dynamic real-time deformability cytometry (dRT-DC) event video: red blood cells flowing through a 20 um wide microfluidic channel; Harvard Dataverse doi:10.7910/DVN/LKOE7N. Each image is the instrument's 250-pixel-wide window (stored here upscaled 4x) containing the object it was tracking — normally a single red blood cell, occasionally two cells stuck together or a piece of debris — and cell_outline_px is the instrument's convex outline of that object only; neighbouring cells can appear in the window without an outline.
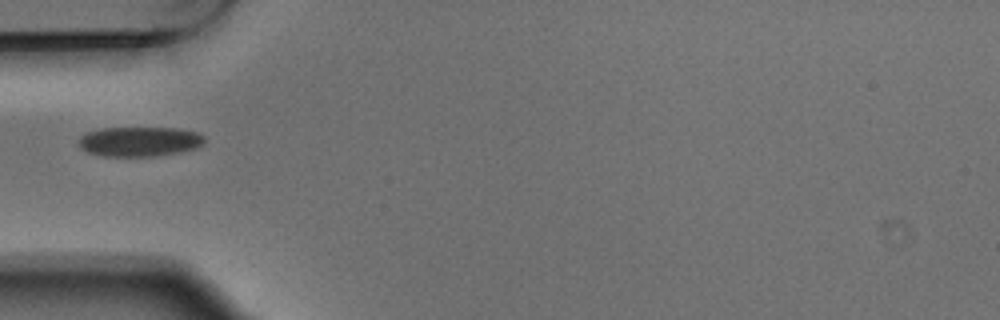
{"species": "Egyptian fruit bat (a non-hibernating species)", "species_latin": "Rousettus aegyptiacus", "temperature_condition": "warm", "stored_images_in_passage": 3, "camera_frame_rate_fps": 3000, "um_per_image_px": 0.085, "animal": {"sex": "male"}, "frame": {"image": 1, "passage_image": 1, "time_ms": 0.0, "image_size_px": [1000, 320], "cell_outline_px": [[204, 144], [196, 148], [180, 152], [156, 156], [100, 156], [88, 152], [80, 148], [80, 136], [84, 132], [100, 128], [176, 128], [196, 132], [204, 136]], "centroid_in_image_um": [11.84, 12.03], "position_along_channel_um": 73.2, "area_um2": 21.91}}
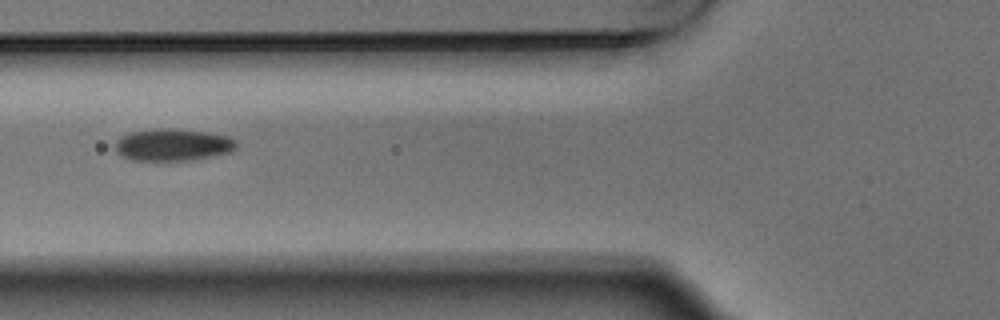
{"frame": {"image": 2, "passage_image": 2, "time_ms": 0.333, "image_size_px": [1000, 320], "cell_outline_px": [[236, 148], [228, 152], [188, 160], [132, 160], [116, 152], [116, 140], [120, 136], [128, 132], [160, 128], [168, 128], [208, 132], [228, 136], [236, 140]], "centroid_in_image_um": [14.66, 12.29], "position_along_channel_um": 111.1, "area_um2": 22.43}}
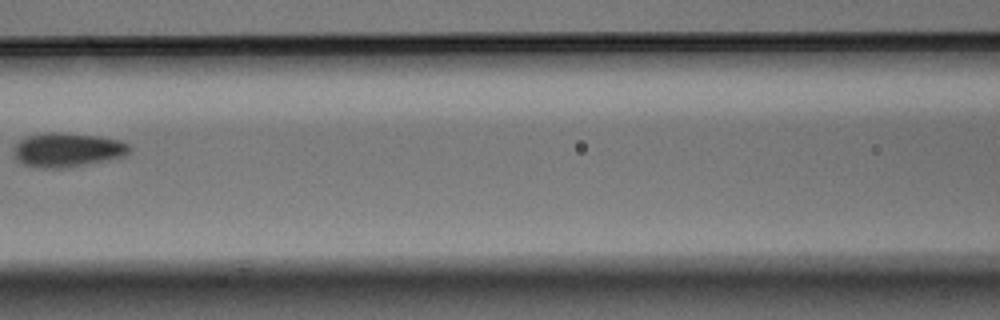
{"frame": {"image": 3, "passage_image": 3, "time_ms": 0.667, "image_size_px": [1000, 320], "cell_outline_px": [[132, 148], [124, 156], [108, 160], [60, 168], [36, 168], [24, 164], [16, 160], [12, 152], [12, 148], [20, 140], [28, 136], [44, 132], [64, 132], [100, 136], [124, 140]], "centroid_in_image_um": [5.72, 12.72], "position_along_channel_um": 160.9, "area_um2": 23.35}}